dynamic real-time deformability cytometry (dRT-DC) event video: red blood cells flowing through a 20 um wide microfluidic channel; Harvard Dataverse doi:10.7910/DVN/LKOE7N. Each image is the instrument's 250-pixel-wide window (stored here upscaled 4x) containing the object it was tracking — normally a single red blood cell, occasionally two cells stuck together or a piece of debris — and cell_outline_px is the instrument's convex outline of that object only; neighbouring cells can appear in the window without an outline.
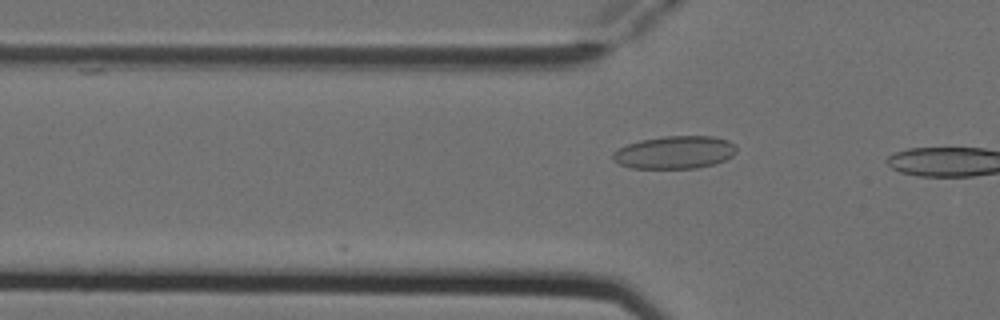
{"species": "Egyptian fruit bat (a non-hibernating species)", "species_latin": "Rousettus aegyptiacus", "temperature_condition": "cold", "stored_images_in_passage": 4, "camera_frame_rate_fps": 3000, "um_per_image_px": 0.085, "animal": {"sex": "female"}, "frame": {"image": 1, "passage_image": 4, "time_ms": 1.0, "image_size_px": [1000, 320], "cell_outline_px": [[736, 152], [732, 156], [716, 164], [696, 168], [632, 168], [620, 164], [612, 160], [612, 152], [616, 148], [640, 140], [664, 136], [716, 136], [728, 140], [736, 144]], "centroid_in_image_um": [57.35, 12.94], "position_along_channel_um": 68.4, "area_um2": 23.87}}